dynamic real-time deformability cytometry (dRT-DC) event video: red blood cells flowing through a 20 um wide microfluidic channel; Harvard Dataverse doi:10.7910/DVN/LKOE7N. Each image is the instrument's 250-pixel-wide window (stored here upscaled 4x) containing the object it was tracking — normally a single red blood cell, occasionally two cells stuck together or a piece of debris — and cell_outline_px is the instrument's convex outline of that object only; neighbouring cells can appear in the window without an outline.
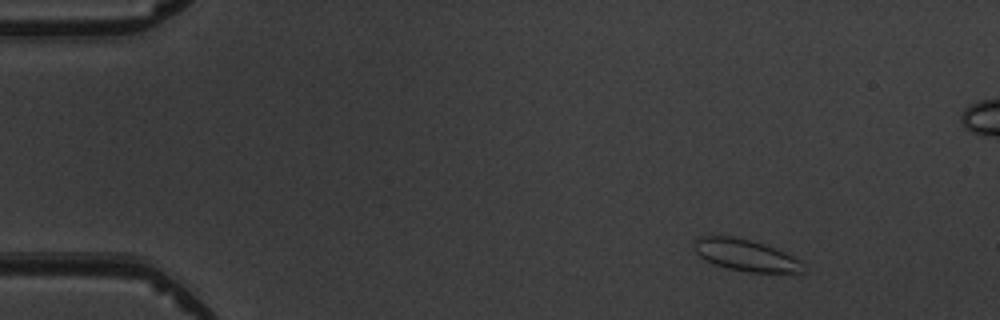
{"species": "common noctule bat (a hibernating species)", "species_latin": "Nyctalus noctula", "temperature_condition": "warm", "stored_images_in_passage": 6, "camera_frame_rate_fps": 3000, "um_per_image_px": 0.085, "animal": {"sex": "male", "body_mass_g": 19.5, "forearm_length_mm": 54.6}, "frame": {"image": 1, "passage_image": 2, "time_ms": 2.0, "image_size_px": [1000, 320], "cell_outline_px": [[804, 272], [748, 272], [728, 268], [716, 264], [700, 256], [692, 248], [692, 244], [700, 236], [728, 236], [748, 240], [764, 244], [784, 252], [792, 256], [796, 260]], "centroid_in_image_um": [63.29, 21.68], "position_along_channel_um": 21.7, "area_um2": 19.42}}
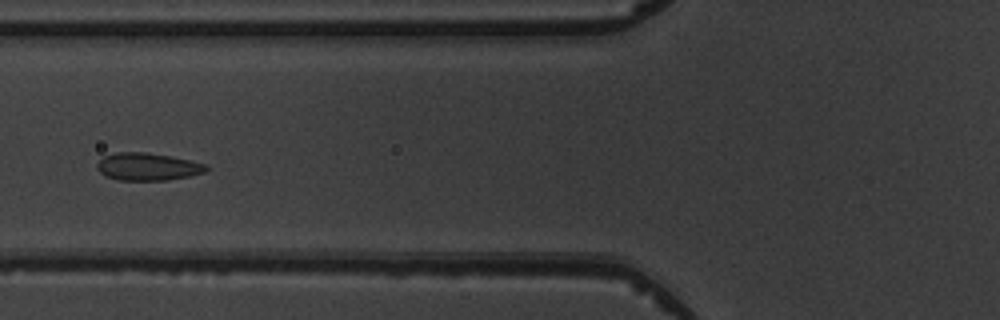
{"frame": {"image": 2, "passage_image": 6, "time_ms": 6.667, "image_size_px": [1000, 320], "cell_outline_px": [[212, 168], [204, 172], [188, 176], [168, 180], [116, 180], [104, 176], [96, 168], [96, 164], [104, 156], [116, 152], [148, 152], [172, 156], [208, 164]], "centroid_in_image_um": [12.57, 14.16], "position_along_channel_um": 113.2, "area_um2": 17.8}}